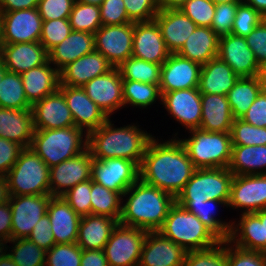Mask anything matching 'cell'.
I'll list each match as a JSON object with an SVG mask.
<instances>
[{
	"mask_svg": "<svg viewBox=\"0 0 266 266\" xmlns=\"http://www.w3.org/2000/svg\"><path fill=\"white\" fill-rule=\"evenodd\" d=\"M238 79L232 68L217 56L202 65L198 89L201 94L227 96Z\"/></svg>",
	"mask_w": 266,
	"mask_h": 266,
	"instance_id": "d6a6232c",
	"label": "cell"
},
{
	"mask_svg": "<svg viewBox=\"0 0 266 266\" xmlns=\"http://www.w3.org/2000/svg\"><path fill=\"white\" fill-rule=\"evenodd\" d=\"M175 131L170 137L178 138L196 169L227 168L231 159L232 141L230 133L208 132L202 129L186 131L185 137ZM181 137V138H179ZM187 137V138H186Z\"/></svg>",
	"mask_w": 266,
	"mask_h": 266,
	"instance_id": "277c9868",
	"label": "cell"
},
{
	"mask_svg": "<svg viewBox=\"0 0 266 266\" xmlns=\"http://www.w3.org/2000/svg\"><path fill=\"white\" fill-rule=\"evenodd\" d=\"M129 20L133 23L154 20L160 11L158 0H123Z\"/></svg>",
	"mask_w": 266,
	"mask_h": 266,
	"instance_id": "f5cc1de1",
	"label": "cell"
},
{
	"mask_svg": "<svg viewBox=\"0 0 266 266\" xmlns=\"http://www.w3.org/2000/svg\"><path fill=\"white\" fill-rule=\"evenodd\" d=\"M134 23L101 26L95 33V51L117 68L132 56Z\"/></svg>",
	"mask_w": 266,
	"mask_h": 266,
	"instance_id": "30bf717a",
	"label": "cell"
},
{
	"mask_svg": "<svg viewBox=\"0 0 266 266\" xmlns=\"http://www.w3.org/2000/svg\"><path fill=\"white\" fill-rule=\"evenodd\" d=\"M51 197L50 194L9 197L12 239L28 238L37 222L47 214Z\"/></svg>",
	"mask_w": 266,
	"mask_h": 266,
	"instance_id": "9a60e30c",
	"label": "cell"
},
{
	"mask_svg": "<svg viewBox=\"0 0 266 266\" xmlns=\"http://www.w3.org/2000/svg\"><path fill=\"white\" fill-rule=\"evenodd\" d=\"M1 46H2V43H1V15H0V50H1Z\"/></svg>",
	"mask_w": 266,
	"mask_h": 266,
	"instance_id": "09005b40",
	"label": "cell"
},
{
	"mask_svg": "<svg viewBox=\"0 0 266 266\" xmlns=\"http://www.w3.org/2000/svg\"><path fill=\"white\" fill-rule=\"evenodd\" d=\"M232 145H266V127H256L234 119L230 131Z\"/></svg>",
	"mask_w": 266,
	"mask_h": 266,
	"instance_id": "bcb514c9",
	"label": "cell"
},
{
	"mask_svg": "<svg viewBox=\"0 0 266 266\" xmlns=\"http://www.w3.org/2000/svg\"><path fill=\"white\" fill-rule=\"evenodd\" d=\"M158 232L186 251L205 250L221 242L196 215L177 202L170 207Z\"/></svg>",
	"mask_w": 266,
	"mask_h": 266,
	"instance_id": "5b68a950",
	"label": "cell"
},
{
	"mask_svg": "<svg viewBox=\"0 0 266 266\" xmlns=\"http://www.w3.org/2000/svg\"><path fill=\"white\" fill-rule=\"evenodd\" d=\"M170 54L155 20L134 23L133 57L162 65Z\"/></svg>",
	"mask_w": 266,
	"mask_h": 266,
	"instance_id": "44dd1931",
	"label": "cell"
},
{
	"mask_svg": "<svg viewBox=\"0 0 266 266\" xmlns=\"http://www.w3.org/2000/svg\"><path fill=\"white\" fill-rule=\"evenodd\" d=\"M30 148L51 168L87 149V134L76 126L34 130Z\"/></svg>",
	"mask_w": 266,
	"mask_h": 266,
	"instance_id": "8992f818",
	"label": "cell"
},
{
	"mask_svg": "<svg viewBox=\"0 0 266 266\" xmlns=\"http://www.w3.org/2000/svg\"><path fill=\"white\" fill-rule=\"evenodd\" d=\"M6 179L10 196L50 194V168L31 148L20 152Z\"/></svg>",
	"mask_w": 266,
	"mask_h": 266,
	"instance_id": "52a82bcc",
	"label": "cell"
},
{
	"mask_svg": "<svg viewBox=\"0 0 266 266\" xmlns=\"http://www.w3.org/2000/svg\"><path fill=\"white\" fill-rule=\"evenodd\" d=\"M217 56L227 63L239 78L257 76L260 66L245 37L233 34L219 37Z\"/></svg>",
	"mask_w": 266,
	"mask_h": 266,
	"instance_id": "ffe728a7",
	"label": "cell"
},
{
	"mask_svg": "<svg viewBox=\"0 0 266 266\" xmlns=\"http://www.w3.org/2000/svg\"><path fill=\"white\" fill-rule=\"evenodd\" d=\"M228 208L240 214L266 209V174L234 175Z\"/></svg>",
	"mask_w": 266,
	"mask_h": 266,
	"instance_id": "7c38bea8",
	"label": "cell"
},
{
	"mask_svg": "<svg viewBox=\"0 0 266 266\" xmlns=\"http://www.w3.org/2000/svg\"><path fill=\"white\" fill-rule=\"evenodd\" d=\"M69 23L73 31L94 34L102 26L100 7L75 1L69 15Z\"/></svg>",
	"mask_w": 266,
	"mask_h": 266,
	"instance_id": "ee69618b",
	"label": "cell"
},
{
	"mask_svg": "<svg viewBox=\"0 0 266 266\" xmlns=\"http://www.w3.org/2000/svg\"><path fill=\"white\" fill-rule=\"evenodd\" d=\"M124 108L149 109L158 101L161 105V92L159 85L143 83L139 81L123 80Z\"/></svg>",
	"mask_w": 266,
	"mask_h": 266,
	"instance_id": "74e56055",
	"label": "cell"
},
{
	"mask_svg": "<svg viewBox=\"0 0 266 266\" xmlns=\"http://www.w3.org/2000/svg\"><path fill=\"white\" fill-rule=\"evenodd\" d=\"M1 43L39 42L43 19L37 8L0 12Z\"/></svg>",
	"mask_w": 266,
	"mask_h": 266,
	"instance_id": "8fae6325",
	"label": "cell"
},
{
	"mask_svg": "<svg viewBox=\"0 0 266 266\" xmlns=\"http://www.w3.org/2000/svg\"><path fill=\"white\" fill-rule=\"evenodd\" d=\"M80 266H109L103 250H82Z\"/></svg>",
	"mask_w": 266,
	"mask_h": 266,
	"instance_id": "e7e4bbea",
	"label": "cell"
},
{
	"mask_svg": "<svg viewBox=\"0 0 266 266\" xmlns=\"http://www.w3.org/2000/svg\"><path fill=\"white\" fill-rule=\"evenodd\" d=\"M58 90L65 97L75 126L86 134L98 129L109 119L105 112L87 96L82 87L59 85Z\"/></svg>",
	"mask_w": 266,
	"mask_h": 266,
	"instance_id": "d6986e66",
	"label": "cell"
},
{
	"mask_svg": "<svg viewBox=\"0 0 266 266\" xmlns=\"http://www.w3.org/2000/svg\"><path fill=\"white\" fill-rule=\"evenodd\" d=\"M8 255L18 266H45L46 251L28 238L11 239Z\"/></svg>",
	"mask_w": 266,
	"mask_h": 266,
	"instance_id": "7bdbcfd3",
	"label": "cell"
},
{
	"mask_svg": "<svg viewBox=\"0 0 266 266\" xmlns=\"http://www.w3.org/2000/svg\"><path fill=\"white\" fill-rule=\"evenodd\" d=\"M169 136L168 140L154 136L149 141L139 165V179L176 198L196 168L179 139Z\"/></svg>",
	"mask_w": 266,
	"mask_h": 266,
	"instance_id": "6da1fadb",
	"label": "cell"
},
{
	"mask_svg": "<svg viewBox=\"0 0 266 266\" xmlns=\"http://www.w3.org/2000/svg\"><path fill=\"white\" fill-rule=\"evenodd\" d=\"M219 36L212 28L197 26L177 52L182 57L203 65L217 57Z\"/></svg>",
	"mask_w": 266,
	"mask_h": 266,
	"instance_id": "e575fe53",
	"label": "cell"
},
{
	"mask_svg": "<svg viewBox=\"0 0 266 266\" xmlns=\"http://www.w3.org/2000/svg\"><path fill=\"white\" fill-rule=\"evenodd\" d=\"M118 223L116 219L104 215L82 216L79 222L77 245L82 250H103Z\"/></svg>",
	"mask_w": 266,
	"mask_h": 266,
	"instance_id": "4dcf8cb0",
	"label": "cell"
},
{
	"mask_svg": "<svg viewBox=\"0 0 266 266\" xmlns=\"http://www.w3.org/2000/svg\"><path fill=\"white\" fill-rule=\"evenodd\" d=\"M81 257L77 243L55 244L46 251L45 266H80Z\"/></svg>",
	"mask_w": 266,
	"mask_h": 266,
	"instance_id": "7dc6e473",
	"label": "cell"
},
{
	"mask_svg": "<svg viewBox=\"0 0 266 266\" xmlns=\"http://www.w3.org/2000/svg\"><path fill=\"white\" fill-rule=\"evenodd\" d=\"M0 107L7 109H31L27 101L20 74L6 71L0 82Z\"/></svg>",
	"mask_w": 266,
	"mask_h": 266,
	"instance_id": "60d3db41",
	"label": "cell"
},
{
	"mask_svg": "<svg viewBox=\"0 0 266 266\" xmlns=\"http://www.w3.org/2000/svg\"><path fill=\"white\" fill-rule=\"evenodd\" d=\"M34 133L31 109L0 107V137L30 148Z\"/></svg>",
	"mask_w": 266,
	"mask_h": 266,
	"instance_id": "f1b7e54d",
	"label": "cell"
},
{
	"mask_svg": "<svg viewBox=\"0 0 266 266\" xmlns=\"http://www.w3.org/2000/svg\"><path fill=\"white\" fill-rule=\"evenodd\" d=\"M161 66L131 56L117 68L123 80L159 85Z\"/></svg>",
	"mask_w": 266,
	"mask_h": 266,
	"instance_id": "b9f144b4",
	"label": "cell"
},
{
	"mask_svg": "<svg viewBox=\"0 0 266 266\" xmlns=\"http://www.w3.org/2000/svg\"><path fill=\"white\" fill-rule=\"evenodd\" d=\"M91 214L104 215L118 222L122 212V195L91 179Z\"/></svg>",
	"mask_w": 266,
	"mask_h": 266,
	"instance_id": "ab89813d",
	"label": "cell"
},
{
	"mask_svg": "<svg viewBox=\"0 0 266 266\" xmlns=\"http://www.w3.org/2000/svg\"><path fill=\"white\" fill-rule=\"evenodd\" d=\"M249 48L254 52L259 66L266 64V21L263 19L246 37Z\"/></svg>",
	"mask_w": 266,
	"mask_h": 266,
	"instance_id": "680465c9",
	"label": "cell"
},
{
	"mask_svg": "<svg viewBox=\"0 0 266 266\" xmlns=\"http://www.w3.org/2000/svg\"><path fill=\"white\" fill-rule=\"evenodd\" d=\"M227 168L233 175L266 174V145H232Z\"/></svg>",
	"mask_w": 266,
	"mask_h": 266,
	"instance_id": "d590c367",
	"label": "cell"
},
{
	"mask_svg": "<svg viewBox=\"0 0 266 266\" xmlns=\"http://www.w3.org/2000/svg\"><path fill=\"white\" fill-rule=\"evenodd\" d=\"M238 216L232 220L228 241L238 248L264 253V231L260 218L255 213Z\"/></svg>",
	"mask_w": 266,
	"mask_h": 266,
	"instance_id": "836d02e7",
	"label": "cell"
},
{
	"mask_svg": "<svg viewBox=\"0 0 266 266\" xmlns=\"http://www.w3.org/2000/svg\"><path fill=\"white\" fill-rule=\"evenodd\" d=\"M147 232L118 223L103 248L109 266H138Z\"/></svg>",
	"mask_w": 266,
	"mask_h": 266,
	"instance_id": "9c48e42d",
	"label": "cell"
},
{
	"mask_svg": "<svg viewBox=\"0 0 266 266\" xmlns=\"http://www.w3.org/2000/svg\"><path fill=\"white\" fill-rule=\"evenodd\" d=\"M0 59L7 71L22 74L48 60V52L40 42L2 44Z\"/></svg>",
	"mask_w": 266,
	"mask_h": 266,
	"instance_id": "484cf974",
	"label": "cell"
},
{
	"mask_svg": "<svg viewBox=\"0 0 266 266\" xmlns=\"http://www.w3.org/2000/svg\"><path fill=\"white\" fill-rule=\"evenodd\" d=\"M183 266H228L227 240L205 250L187 251Z\"/></svg>",
	"mask_w": 266,
	"mask_h": 266,
	"instance_id": "f6af8a7d",
	"label": "cell"
},
{
	"mask_svg": "<svg viewBox=\"0 0 266 266\" xmlns=\"http://www.w3.org/2000/svg\"><path fill=\"white\" fill-rule=\"evenodd\" d=\"M200 129L208 132L230 133L234 118L227 96L218 94H201Z\"/></svg>",
	"mask_w": 266,
	"mask_h": 266,
	"instance_id": "1f68e13d",
	"label": "cell"
},
{
	"mask_svg": "<svg viewBox=\"0 0 266 266\" xmlns=\"http://www.w3.org/2000/svg\"><path fill=\"white\" fill-rule=\"evenodd\" d=\"M21 75L27 101L33 105L44 97L55 93L60 84L59 71L47 60Z\"/></svg>",
	"mask_w": 266,
	"mask_h": 266,
	"instance_id": "83f0119b",
	"label": "cell"
},
{
	"mask_svg": "<svg viewBox=\"0 0 266 266\" xmlns=\"http://www.w3.org/2000/svg\"><path fill=\"white\" fill-rule=\"evenodd\" d=\"M0 266H18L16 265L11 257L7 254L5 257H3L1 260H0Z\"/></svg>",
	"mask_w": 266,
	"mask_h": 266,
	"instance_id": "34e18365",
	"label": "cell"
},
{
	"mask_svg": "<svg viewBox=\"0 0 266 266\" xmlns=\"http://www.w3.org/2000/svg\"><path fill=\"white\" fill-rule=\"evenodd\" d=\"M7 243H9V241L0 239V260L8 254L9 245H7Z\"/></svg>",
	"mask_w": 266,
	"mask_h": 266,
	"instance_id": "753ad0ef",
	"label": "cell"
},
{
	"mask_svg": "<svg viewBox=\"0 0 266 266\" xmlns=\"http://www.w3.org/2000/svg\"><path fill=\"white\" fill-rule=\"evenodd\" d=\"M28 239L44 251H48L56 244L51 231L49 216L47 214L37 222L31 234L28 236Z\"/></svg>",
	"mask_w": 266,
	"mask_h": 266,
	"instance_id": "91938a15",
	"label": "cell"
},
{
	"mask_svg": "<svg viewBox=\"0 0 266 266\" xmlns=\"http://www.w3.org/2000/svg\"><path fill=\"white\" fill-rule=\"evenodd\" d=\"M99 7L102 26L132 23L123 0H104Z\"/></svg>",
	"mask_w": 266,
	"mask_h": 266,
	"instance_id": "6f0895ef",
	"label": "cell"
},
{
	"mask_svg": "<svg viewBox=\"0 0 266 266\" xmlns=\"http://www.w3.org/2000/svg\"><path fill=\"white\" fill-rule=\"evenodd\" d=\"M187 251L158 231L147 232L138 266H183Z\"/></svg>",
	"mask_w": 266,
	"mask_h": 266,
	"instance_id": "7402d4cb",
	"label": "cell"
},
{
	"mask_svg": "<svg viewBox=\"0 0 266 266\" xmlns=\"http://www.w3.org/2000/svg\"><path fill=\"white\" fill-rule=\"evenodd\" d=\"M93 158L88 149L50 168V195L62 197L71 188L91 179Z\"/></svg>",
	"mask_w": 266,
	"mask_h": 266,
	"instance_id": "e0dca14e",
	"label": "cell"
},
{
	"mask_svg": "<svg viewBox=\"0 0 266 266\" xmlns=\"http://www.w3.org/2000/svg\"><path fill=\"white\" fill-rule=\"evenodd\" d=\"M77 2L85 3V4H92L100 6L104 0H75Z\"/></svg>",
	"mask_w": 266,
	"mask_h": 266,
	"instance_id": "11e5206c",
	"label": "cell"
},
{
	"mask_svg": "<svg viewBox=\"0 0 266 266\" xmlns=\"http://www.w3.org/2000/svg\"><path fill=\"white\" fill-rule=\"evenodd\" d=\"M123 79L118 68L93 78L82 86L87 96L99 106L109 118L124 109Z\"/></svg>",
	"mask_w": 266,
	"mask_h": 266,
	"instance_id": "2e32d148",
	"label": "cell"
},
{
	"mask_svg": "<svg viewBox=\"0 0 266 266\" xmlns=\"http://www.w3.org/2000/svg\"><path fill=\"white\" fill-rule=\"evenodd\" d=\"M113 66L100 52L93 51L69 63L60 72V84L82 87L93 78L109 72Z\"/></svg>",
	"mask_w": 266,
	"mask_h": 266,
	"instance_id": "cb8c5ba5",
	"label": "cell"
},
{
	"mask_svg": "<svg viewBox=\"0 0 266 266\" xmlns=\"http://www.w3.org/2000/svg\"><path fill=\"white\" fill-rule=\"evenodd\" d=\"M244 2L247 5L252 6L263 17L266 16V0H244Z\"/></svg>",
	"mask_w": 266,
	"mask_h": 266,
	"instance_id": "89a4df30",
	"label": "cell"
},
{
	"mask_svg": "<svg viewBox=\"0 0 266 266\" xmlns=\"http://www.w3.org/2000/svg\"><path fill=\"white\" fill-rule=\"evenodd\" d=\"M6 71L7 69L5 68L3 61L0 59V82Z\"/></svg>",
	"mask_w": 266,
	"mask_h": 266,
	"instance_id": "b9fcfbb0",
	"label": "cell"
},
{
	"mask_svg": "<svg viewBox=\"0 0 266 266\" xmlns=\"http://www.w3.org/2000/svg\"><path fill=\"white\" fill-rule=\"evenodd\" d=\"M160 9H179L188 0H158Z\"/></svg>",
	"mask_w": 266,
	"mask_h": 266,
	"instance_id": "a7ac6f4b",
	"label": "cell"
},
{
	"mask_svg": "<svg viewBox=\"0 0 266 266\" xmlns=\"http://www.w3.org/2000/svg\"><path fill=\"white\" fill-rule=\"evenodd\" d=\"M23 149L18 143L0 137V175L8 174Z\"/></svg>",
	"mask_w": 266,
	"mask_h": 266,
	"instance_id": "94428289",
	"label": "cell"
},
{
	"mask_svg": "<svg viewBox=\"0 0 266 266\" xmlns=\"http://www.w3.org/2000/svg\"><path fill=\"white\" fill-rule=\"evenodd\" d=\"M214 4H219V3H242L244 0H212Z\"/></svg>",
	"mask_w": 266,
	"mask_h": 266,
	"instance_id": "2a66077c",
	"label": "cell"
},
{
	"mask_svg": "<svg viewBox=\"0 0 266 266\" xmlns=\"http://www.w3.org/2000/svg\"><path fill=\"white\" fill-rule=\"evenodd\" d=\"M241 119L252 126L266 127V94L260 92Z\"/></svg>",
	"mask_w": 266,
	"mask_h": 266,
	"instance_id": "6125c7cd",
	"label": "cell"
},
{
	"mask_svg": "<svg viewBox=\"0 0 266 266\" xmlns=\"http://www.w3.org/2000/svg\"><path fill=\"white\" fill-rule=\"evenodd\" d=\"M9 191L6 176L0 175V204L9 201Z\"/></svg>",
	"mask_w": 266,
	"mask_h": 266,
	"instance_id": "003e7915",
	"label": "cell"
},
{
	"mask_svg": "<svg viewBox=\"0 0 266 266\" xmlns=\"http://www.w3.org/2000/svg\"><path fill=\"white\" fill-rule=\"evenodd\" d=\"M75 0H39L38 11L43 21L69 19Z\"/></svg>",
	"mask_w": 266,
	"mask_h": 266,
	"instance_id": "9f6ffc18",
	"label": "cell"
},
{
	"mask_svg": "<svg viewBox=\"0 0 266 266\" xmlns=\"http://www.w3.org/2000/svg\"><path fill=\"white\" fill-rule=\"evenodd\" d=\"M186 210L196 215L202 223L207 226L221 241L229 239V233L232 230V219L226 221L219 217L221 207L228 208L224 201L207 200L201 203H178ZM218 216V217H217Z\"/></svg>",
	"mask_w": 266,
	"mask_h": 266,
	"instance_id": "8d00e7d4",
	"label": "cell"
},
{
	"mask_svg": "<svg viewBox=\"0 0 266 266\" xmlns=\"http://www.w3.org/2000/svg\"><path fill=\"white\" fill-rule=\"evenodd\" d=\"M31 110L33 113L34 130L75 126L65 97L59 90L35 102Z\"/></svg>",
	"mask_w": 266,
	"mask_h": 266,
	"instance_id": "603a6c76",
	"label": "cell"
},
{
	"mask_svg": "<svg viewBox=\"0 0 266 266\" xmlns=\"http://www.w3.org/2000/svg\"><path fill=\"white\" fill-rule=\"evenodd\" d=\"M257 79L259 81L260 90L266 94V64L261 65L257 72Z\"/></svg>",
	"mask_w": 266,
	"mask_h": 266,
	"instance_id": "2644e50d",
	"label": "cell"
},
{
	"mask_svg": "<svg viewBox=\"0 0 266 266\" xmlns=\"http://www.w3.org/2000/svg\"><path fill=\"white\" fill-rule=\"evenodd\" d=\"M240 3L216 4L211 28L219 36L231 34L237 7Z\"/></svg>",
	"mask_w": 266,
	"mask_h": 266,
	"instance_id": "11a10c76",
	"label": "cell"
},
{
	"mask_svg": "<svg viewBox=\"0 0 266 266\" xmlns=\"http://www.w3.org/2000/svg\"><path fill=\"white\" fill-rule=\"evenodd\" d=\"M255 214L260 218L261 223L263 224L264 231V253H266V209L259 210Z\"/></svg>",
	"mask_w": 266,
	"mask_h": 266,
	"instance_id": "8c879c8a",
	"label": "cell"
},
{
	"mask_svg": "<svg viewBox=\"0 0 266 266\" xmlns=\"http://www.w3.org/2000/svg\"><path fill=\"white\" fill-rule=\"evenodd\" d=\"M109 118L98 129L87 134V149L93 159L123 158L141 164L149 141L154 133L143 130L141 125L131 123L116 127ZM139 124V125H138Z\"/></svg>",
	"mask_w": 266,
	"mask_h": 266,
	"instance_id": "7a4b0ae2",
	"label": "cell"
},
{
	"mask_svg": "<svg viewBox=\"0 0 266 266\" xmlns=\"http://www.w3.org/2000/svg\"><path fill=\"white\" fill-rule=\"evenodd\" d=\"M257 77H240L227 94L234 119H241L260 94Z\"/></svg>",
	"mask_w": 266,
	"mask_h": 266,
	"instance_id": "f35d334b",
	"label": "cell"
},
{
	"mask_svg": "<svg viewBox=\"0 0 266 266\" xmlns=\"http://www.w3.org/2000/svg\"><path fill=\"white\" fill-rule=\"evenodd\" d=\"M95 51L94 34L73 31L48 52V60L60 72L69 63Z\"/></svg>",
	"mask_w": 266,
	"mask_h": 266,
	"instance_id": "f546056e",
	"label": "cell"
},
{
	"mask_svg": "<svg viewBox=\"0 0 266 266\" xmlns=\"http://www.w3.org/2000/svg\"><path fill=\"white\" fill-rule=\"evenodd\" d=\"M175 202V197L169 192L138 179L122 195L119 224L148 232L158 231Z\"/></svg>",
	"mask_w": 266,
	"mask_h": 266,
	"instance_id": "3957f363",
	"label": "cell"
},
{
	"mask_svg": "<svg viewBox=\"0 0 266 266\" xmlns=\"http://www.w3.org/2000/svg\"><path fill=\"white\" fill-rule=\"evenodd\" d=\"M91 179L78 183L62 197L81 217L91 214Z\"/></svg>",
	"mask_w": 266,
	"mask_h": 266,
	"instance_id": "816d5d0a",
	"label": "cell"
},
{
	"mask_svg": "<svg viewBox=\"0 0 266 266\" xmlns=\"http://www.w3.org/2000/svg\"><path fill=\"white\" fill-rule=\"evenodd\" d=\"M38 2L39 0H0V12L37 8Z\"/></svg>",
	"mask_w": 266,
	"mask_h": 266,
	"instance_id": "03108f58",
	"label": "cell"
},
{
	"mask_svg": "<svg viewBox=\"0 0 266 266\" xmlns=\"http://www.w3.org/2000/svg\"><path fill=\"white\" fill-rule=\"evenodd\" d=\"M228 266H266V253L234 246L227 240Z\"/></svg>",
	"mask_w": 266,
	"mask_h": 266,
	"instance_id": "db71d44e",
	"label": "cell"
},
{
	"mask_svg": "<svg viewBox=\"0 0 266 266\" xmlns=\"http://www.w3.org/2000/svg\"><path fill=\"white\" fill-rule=\"evenodd\" d=\"M72 32L69 19L43 21L40 43L49 52L52 48L66 39Z\"/></svg>",
	"mask_w": 266,
	"mask_h": 266,
	"instance_id": "c3c4849f",
	"label": "cell"
},
{
	"mask_svg": "<svg viewBox=\"0 0 266 266\" xmlns=\"http://www.w3.org/2000/svg\"><path fill=\"white\" fill-rule=\"evenodd\" d=\"M233 177V173L228 168L195 169L191 179L175 200L177 203L219 200L228 205Z\"/></svg>",
	"mask_w": 266,
	"mask_h": 266,
	"instance_id": "ba28073f",
	"label": "cell"
},
{
	"mask_svg": "<svg viewBox=\"0 0 266 266\" xmlns=\"http://www.w3.org/2000/svg\"><path fill=\"white\" fill-rule=\"evenodd\" d=\"M215 7L212 0H188L179 9L197 26L211 28Z\"/></svg>",
	"mask_w": 266,
	"mask_h": 266,
	"instance_id": "f907efd6",
	"label": "cell"
},
{
	"mask_svg": "<svg viewBox=\"0 0 266 266\" xmlns=\"http://www.w3.org/2000/svg\"><path fill=\"white\" fill-rule=\"evenodd\" d=\"M47 215L56 244L77 242L81 216L69 206L63 197L52 196L50 198Z\"/></svg>",
	"mask_w": 266,
	"mask_h": 266,
	"instance_id": "4316f807",
	"label": "cell"
},
{
	"mask_svg": "<svg viewBox=\"0 0 266 266\" xmlns=\"http://www.w3.org/2000/svg\"><path fill=\"white\" fill-rule=\"evenodd\" d=\"M202 65L171 53L161 66L159 88L161 95L166 92L198 88Z\"/></svg>",
	"mask_w": 266,
	"mask_h": 266,
	"instance_id": "ac0fdd59",
	"label": "cell"
},
{
	"mask_svg": "<svg viewBox=\"0 0 266 266\" xmlns=\"http://www.w3.org/2000/svg\"><path fill=\"white\" fill-rule=\"evenodd\" d=\"M91 179L123 195L139 179V166L123 158L93 159Z\"/></svg>",
	"mask_w": 266,
	"mask_h": 266,
	"instance_id": "5bb4252c",
	"label": "cell"
},
{
	"mask_svg": "<svg viewBox=\"0 0 266 266\" xmlns=\"http://www.w3.org/2000/svg\"><path fill=\"white\" fill-rule=\"evenodd\" d=\"M154 20L170 53H177L197 28V25L180 9H160Z\"/></svg>",
	"mask_w": 266,
	"mask_h": 266,
	"instance_id": "d4e9b609",
	"label": "cell"
},
{
	"mask_svg": "<svg viewBox=\"0 0 266 266\" xmlns=\"http://www.w3.org/2000/svg\"><path fill=\"white\" fill-rule=\"evenodd\" d=\"M12 210L9 201L0 204V239H12Z\"/></svg>",
	"mask_w": 266,
	"mask_h": 266,
	"instance_id": "be15d7a7",
	"label": "cell"
},
{
	"mask_svg": "<svg viewBox=\"0 0 266 266\" xmlns=\"http://www.w3.org/2000/svg\"><path fill=\"white\" fill-rule=\"evenodd\" d=\"M161 105L171 120L190 131L201 124V93L198 88L176 90L162 94ZM173 117V118H172Z\"/></svg>",
	"mask_w": 266,
	"mask_h": 266,
	"instance_id": "4fadbf2b",
	"label": "cell"
},
{
	"mask_svg": "<svg viewBox=\"0 0 266 266\" xmlns=\"http://www.w3.org/2000/svg\"><path fill=\"white\" fill-rule=\"evenodd\" d=\"M263 19L257 10L242 2L237 7L231 34L246 38Z\"/></svg>",
	"mask_w": 266,
	"mask_h": 266,
	"instance_id": "681fc988",
	"label": "cell"
}]
</instances>
